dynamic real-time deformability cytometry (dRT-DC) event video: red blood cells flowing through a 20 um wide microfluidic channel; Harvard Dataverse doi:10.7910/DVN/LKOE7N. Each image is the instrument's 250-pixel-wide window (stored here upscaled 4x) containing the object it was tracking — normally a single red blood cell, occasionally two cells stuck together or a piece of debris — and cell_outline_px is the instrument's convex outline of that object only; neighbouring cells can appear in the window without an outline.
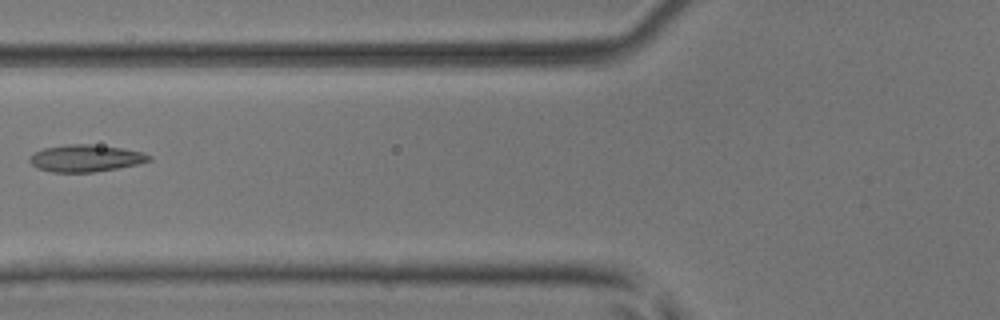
{"species": "common noctule bat (a hibernating species)", "species_latin": "Nyctalus noctula", "temperature_condition": "room temperature", "stored_images_in_passage": 7, "camera_frame_rate_fps": 3000, "um_per_image_px": 0.085, "animal": {"sex": "male", "body_mass_g": 17.9, "forearm_length_mm": 54.2}, "frame": {"image": 1, "passage_image": 6, "time_ms": 1.667, "image_size_px": [1000, 320], "cell_outline_px": [[152, 160], [140, 164], [92, 172], [52, 172], [36, 168], [28, 160], [28, 156], [44, 148], [64, 144], [92, 144], [120, 148], [144, 152], [152, 156]], "centroid_in_image_um": [7.28, 13.45], "position_along_channel_um": 118.5, "area_um2": 18.9}}
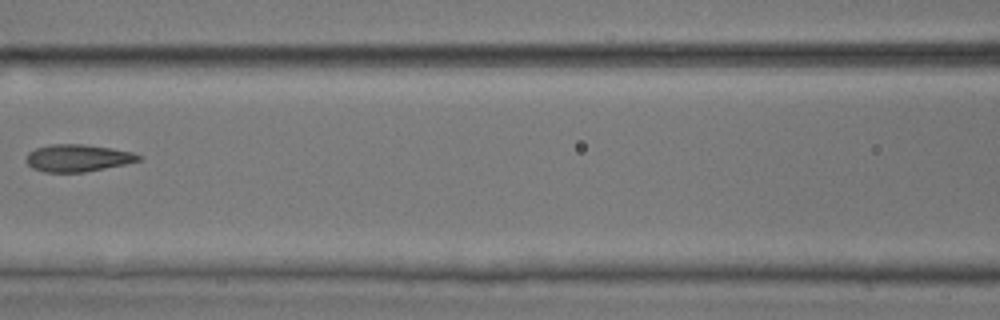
{"frame": {"image": 2, "passage_image": 7, "time_ms": 2.0, "image_size_px": [1000, 320], "cell_outline_px": [[144, 156], [140, 160], [124, 164], [84, 172], [44, 172], [32, 168], [24, 160], [28, 152], [36, 148], [52, 144], [84, 144], [112, 148], [132, 152]], "centroid_in_image_um": [6.59, 13.42], "position_along_channel_um": 160.0, "area_um2": 17.86}}